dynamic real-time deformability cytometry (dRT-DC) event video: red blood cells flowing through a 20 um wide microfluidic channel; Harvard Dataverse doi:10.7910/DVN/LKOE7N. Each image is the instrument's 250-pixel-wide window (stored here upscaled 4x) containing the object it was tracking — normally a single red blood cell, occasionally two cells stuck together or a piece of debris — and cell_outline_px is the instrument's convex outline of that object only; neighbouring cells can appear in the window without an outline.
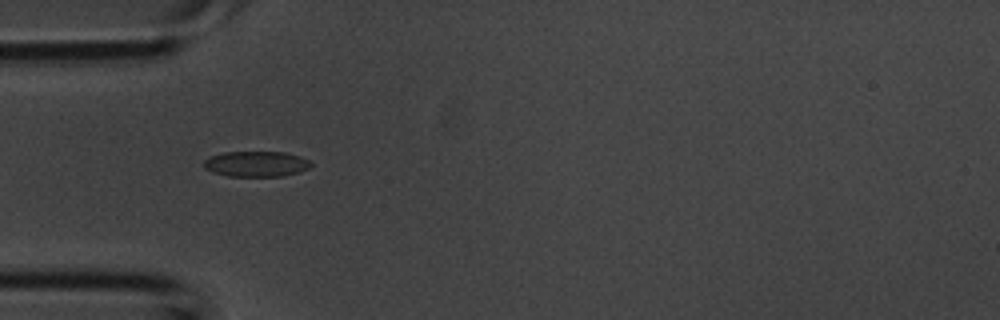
{"species": "common noctule bat (a hibernating species)", "species_latin": "Nyctalus noctula", "temperature_condition": "room temperature", "stored_images_in_passage": 4, "camera_frame_rate_fps": 3000, "um_per_image_px": 0.085, "animal": {"sex": "male", "body_mass_g": 20.1, "forearm_length_mm": 53.5}, "frame": {"image": 1, "passage_image": 3, "time_ms": 0.667, "image_size_px": [1000, 320], "cell_outline_px": [[312, 164], [308, 168], [300, 172], [284, 176], [228, 176], [212, 172], [204, 168], [204, 160], [208, 156], [224, 152], [284, 152], [300, 156], [308, 160]], "centroid_in_image_um": [21.75, 13.93], "position_along_channel_um": 63.2, "area_um2": 16.01}}
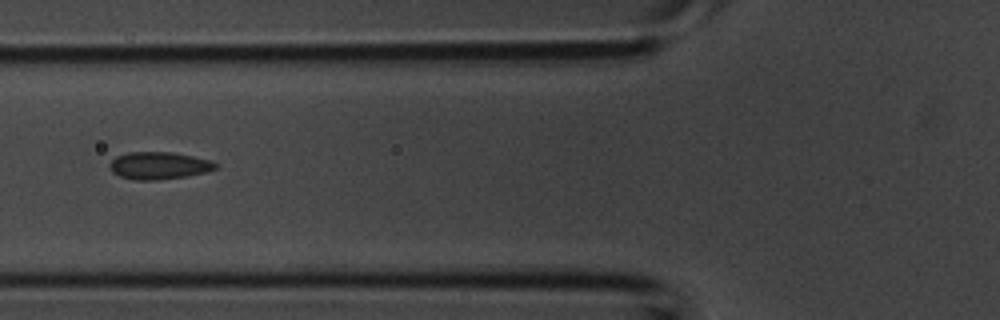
{"frame": {"image": 2, "passage_image": 4, "time_ms": 1.0, "image_size_px": [1000, 320], "cell_outline_px": [[216, 168], [204, 172], [188, 176], [156, 180], [136, 180], [120, 176], [112, 172], [108, 164], [116, 156], [128, 152], [172, 152], [212, 160], [216, 164]], "centroid_in_image_um": [13.48, 14.07], "position_along_channel_um": 112.3, "area_um2": 16.82}}